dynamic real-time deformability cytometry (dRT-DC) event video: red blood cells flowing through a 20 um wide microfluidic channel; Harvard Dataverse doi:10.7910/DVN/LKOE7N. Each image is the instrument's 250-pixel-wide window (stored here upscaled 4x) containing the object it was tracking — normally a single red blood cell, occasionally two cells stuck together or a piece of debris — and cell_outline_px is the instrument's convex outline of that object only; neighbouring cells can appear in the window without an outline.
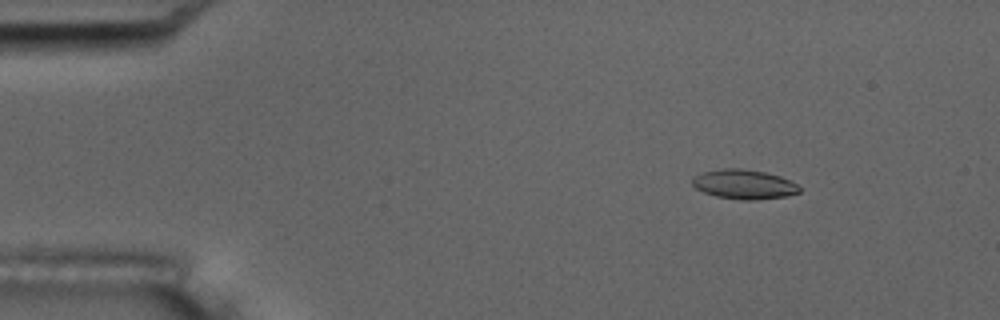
{"species": "common noctule bat (a hibernating species)", "species_latin": "Nyctalus noctula", "temperature_condition": "room temperature", "stored_images_in_passage": 17, "camera_frame_rate_fps": 3000, "um_per_image_px": 0.085, "animal": {"sex": "male", "body_mass_g": 17.5, "forearm_length_mm": 52.3}, "frame": {"image": 1, "passage_image": 3, "time_ms": 2.333, "image_size_px": [1000, 320], "cell_outline_px": [[800, 192], [788, 196], [752, 200], [740, 200], [716, 196], [704, 192], [696, 188], [692, 184], [692, 180], [696, 176], [704, 172], [724, 168], [744, 168], [764, 172], [780, 176], [796, 184], [800, 188]], "centroid_in_image_um": [63.25, 15.67], "position_along_channel_um": 21.7, "area_um2": 18.26}, "authors_computed_cell_mechanics": {"area_um2": 18.3226, "velocity_mm_per_s": 3.5529, "shape_relaxation_time_tau1_ms": 5.0187, "shape_relaxation_time_tau2_ms": 1.5838, "deformation_change_tau1": 0.1233, "deformation_change_tau2": 0.0653}}